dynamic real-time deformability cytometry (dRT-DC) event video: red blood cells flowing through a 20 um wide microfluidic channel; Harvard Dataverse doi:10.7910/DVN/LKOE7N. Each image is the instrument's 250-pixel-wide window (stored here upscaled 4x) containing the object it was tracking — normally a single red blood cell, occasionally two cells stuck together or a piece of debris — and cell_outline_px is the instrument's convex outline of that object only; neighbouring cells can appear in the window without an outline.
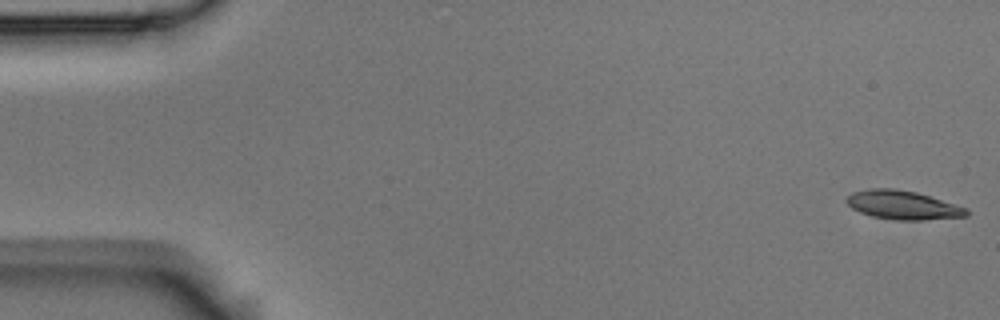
{"species": "Egyptian fruit bat (a non-hibernating species)", "species_latin": "Rousettus aegyptiacus", "temperature_condition": "room temperature", "stored_images_in_passage": 54, "camera_frame_rate_fps": 3000, "um_per_image_px": 0.085, "animal": {"sex": "male"}, "frame": {"image": 1, "passage_image": 1, "time_ms": 0.0, "image_size_px": [1000, 320], "cell_outline_px": [[968, 212], [964, 216], [876, 216], [864, 212], [848, 204], [848, 196], [856, 192], [880, 188], [884, 188], [912, 192], [928, 196], [964, 208]], "centroid_in_image_um": [76.66, 17.34], "position_along_channel_um": 8.3, "area_um2": 17.05}}
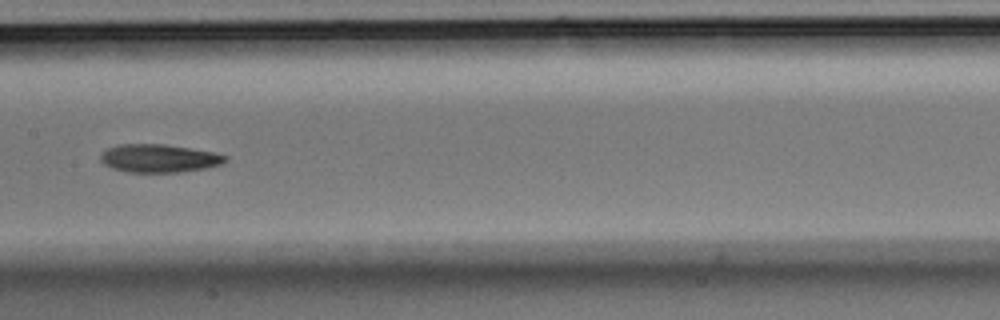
{"frame": {"image": 2, "passage_image": 27, "time_ms": 8.667, "image_size_px": [1000, 320], "cell_outline_px": [[224, 160], [216, 164], [196, 168], [168, 172], [136, 172], [116, 168], [108, 164], [104, 160], [104, 152], [112, 148], [128, 144], [160, 144], [208, 152], [224, 156]], "centroid_in_image_um": [13.47, 13.44], "position_along_channel_um": 193.9, "area_um2": 18.38}}
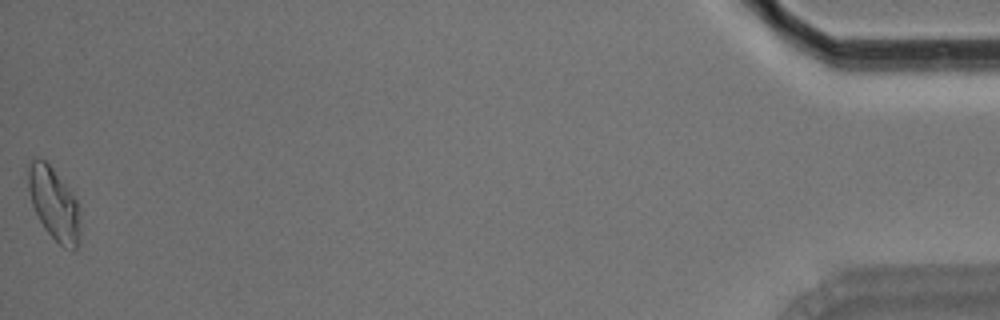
{"frame": {"image": 3, "passage_image": 54, "time_ms": 17.667, "image_size_px": [1000, 320], "cell_outline_px": [[76, 244], [60, 244], [48, 232], [40, 220], [36, 212], [32, 200], [28, 180], [28, 176], [32, 160], [44, 160], [48, 164], [76, 204]], "centroid_in_image_um": [4.48, 17.25], "position_along_channel_um": 430.7, "area_um2": 18.96}, "authors_computed_cell_mechanics": {"area_um2": 18.3804, "velocity_mm_per_s": 3.7087, "shape_relaxation_time_tau1_ms": 4.144, "shape_relaxation_time_tau2_ms": 7.3334, "deformation_change_tau1": 0.1701, "deformation_change_tau2": 0.1418}}